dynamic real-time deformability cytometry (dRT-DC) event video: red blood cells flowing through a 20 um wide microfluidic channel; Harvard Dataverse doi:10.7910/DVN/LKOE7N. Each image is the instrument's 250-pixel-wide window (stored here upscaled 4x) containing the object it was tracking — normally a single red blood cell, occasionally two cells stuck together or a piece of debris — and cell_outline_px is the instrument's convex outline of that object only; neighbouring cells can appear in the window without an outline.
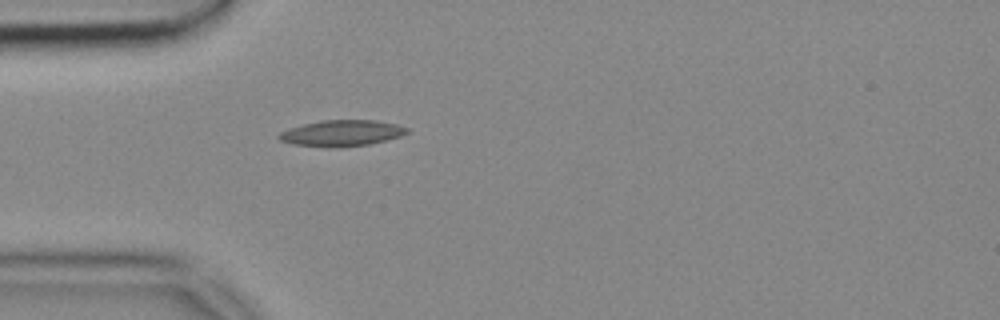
{"species": "common noctule bat (a hibernating species)", "species_latin": "Nyctalus noctula", "temperature_condition": "cold", "stored_images_in_passage": 3, "camera_frame_rate_fps": 3000, "um_per_image_px": 0.085, "animal": {"sex": "female", "body_mass_g": 18.4}, "frame": {"image": 1, "passage_image": 1, "time_ms": 0.0, "image_size_px": [1000, 320], "cell_outline_px": [[408, 132], [400, 136], [368, 144], [332, 148], [292, 144], [280, 140], [276, 136], [280, 132], [288, 128], [304, 124], [324, 120], [376, 120], [396, 124], [408, 128]], "centroid_in_image_um": [29.0, 11.31], "position_along_channel_um": 56.0, "area_um2": 19.36}}